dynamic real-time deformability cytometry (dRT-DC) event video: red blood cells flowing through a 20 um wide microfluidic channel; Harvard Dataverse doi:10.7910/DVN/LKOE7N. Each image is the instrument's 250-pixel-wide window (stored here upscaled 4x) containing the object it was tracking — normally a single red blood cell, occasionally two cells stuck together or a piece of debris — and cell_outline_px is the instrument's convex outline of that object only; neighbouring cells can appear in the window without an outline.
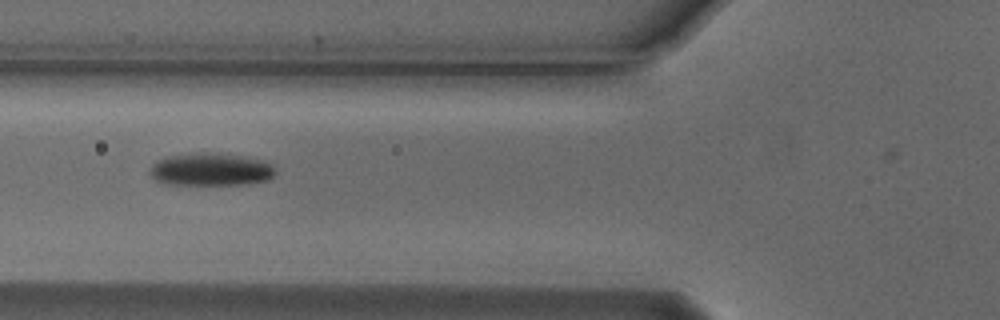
{"species": "Egyptian fruit bat (a non-hibernating species)", "species_latin": "Rousettus aegyptiacus", "temperature_condition": "cold", "stored_images_in_passage": 6, "camera_frame_rate_fps": 3000, "um_per_image_px": 0.085, "animal": {"sex": "male"}, "frame": {"image": 1, "passage_image": 5, "time_ms": 1.333, "image_size_px": [1000, 320], "cell_outline_px": [[276, 172], [268, 180], [248, 184], [164, 184], [156, 180], [148, 172], [152, 164], [156, 160], [168, 156], [244, 156], [260, 160], [272, 164], [276, 168]], "centroid_in_image_um": [17.93, 14.46], "position_along_channel_um": 107.9, "area_um2": 22.83}}
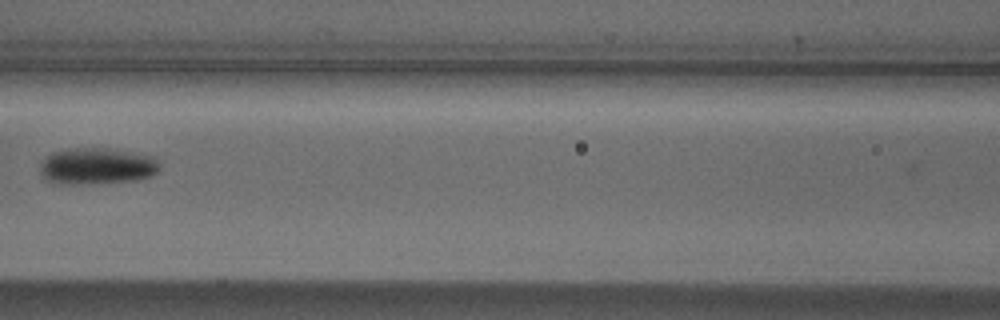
{"frame": {"image": 2, "passage_image": 6, "time_ms": 1.667, "image_size_px": [1000, 320], "cell_outline_px": [[160, 168], [152, 176], [140, 180], [80, 184], [60, 184], [44, 180], [40, 172], [40, 164], [52, 152], [68, 148], [108, 148], [156, 156], [160, 164]], "centroid_in_image_um": [8.26, 14.12], "position_along_channel_um": 158.3, "area_um2": 25.84}}